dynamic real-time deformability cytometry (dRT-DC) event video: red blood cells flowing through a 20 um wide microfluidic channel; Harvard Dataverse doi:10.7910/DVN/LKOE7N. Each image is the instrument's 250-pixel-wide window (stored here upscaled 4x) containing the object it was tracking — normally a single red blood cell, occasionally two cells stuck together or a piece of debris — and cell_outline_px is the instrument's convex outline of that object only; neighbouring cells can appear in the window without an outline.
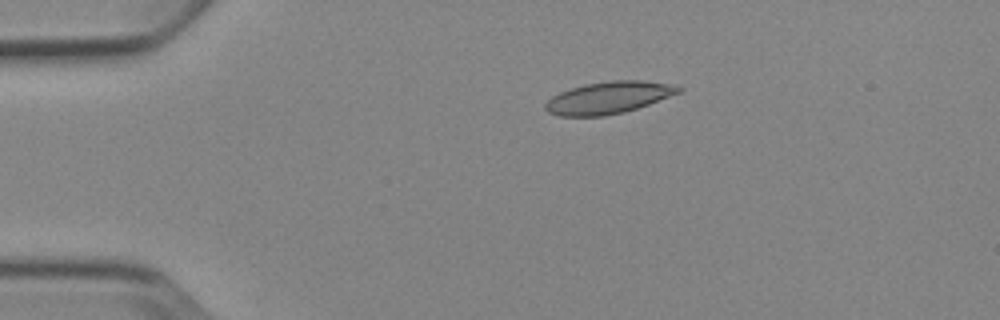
{"species": "Egyptian fruit bat (a non-hibernating species)", "species_latin": "Rousettus aegyptiacus", "temperature_condition": "cold", "stored_images_in_passage": 3, "camera_frame_rate_fps": 3000, "um_per_image_px": 0.085, "animal": {"sex": "female"}, "frame": {"image": 1, "passage_image": 1, "time_ms": 0.0, "image_size_px": [1000, 320], "cell_outline_px": [[684, 88], [680, 92], [648, 104], [624, 112], [604, 116], [560, 116], [548, 112], [544, 108], [544, 104], [552, 96], [560, 92], [584, 84], [612, 80], [644, 80], [680, 84]], "centroid_in_image_um": [51.77, 8.28], "position_along_channel_um": 33.2, "area_um2": 25.03}}
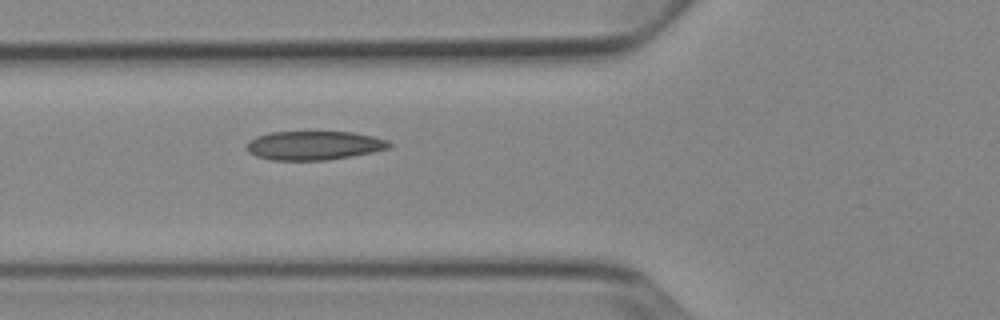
{"frame": {"image": 2, "passage_image": 3, "time_ms": 3.0, "image_size_px": [1000, 320], "cell_outline_px": [[392, 144], [388, 148], [372, 152], [352, 156], [328, 160], [272, 160], [256, 156], [248, 152], [244, 148], [248, 140], [256, 136], [272, 132], [352, 132], [372, 136], [388, 140]], "centroid_in_image_um": [26.64, 12.36], "position_along_channel_um": 99.2, "area_um2": 24.1}}